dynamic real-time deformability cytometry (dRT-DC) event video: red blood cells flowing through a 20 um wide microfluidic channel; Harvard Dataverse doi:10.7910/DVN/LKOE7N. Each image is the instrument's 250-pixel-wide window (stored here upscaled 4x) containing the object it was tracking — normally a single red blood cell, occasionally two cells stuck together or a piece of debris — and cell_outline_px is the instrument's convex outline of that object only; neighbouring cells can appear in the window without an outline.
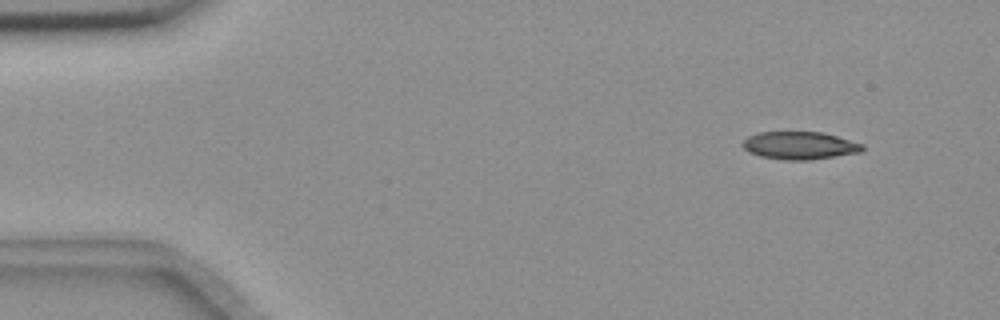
{"species": "common noctule bat (a hibernating species)", "species_latin": "Nyctalus noctula", "temperature_condition": "room temperature", "stored_images_in_passage": 3, "camera_frame_rate_fps": 3000, "um_per_image_px": 0.085, "animal": {"sex": "female", "body_mass_g": 18.4}, "frame": {"image": 1, "passage_image": 1, "time_ms": 0.0, "image_size_px": [1000, 320], "cell_outline_px": [[864, 148], [860, 152], [808, 160], [788, 160], [760, 156], [748, 152], [740, 144], [748, 136], [760, 132], [820, 132], [836, 136], [864, 144]], "centroid_in_image_um": [67.94, 12.36], "position_along_channel_um": 17.1, "area_um2": 19.19}}